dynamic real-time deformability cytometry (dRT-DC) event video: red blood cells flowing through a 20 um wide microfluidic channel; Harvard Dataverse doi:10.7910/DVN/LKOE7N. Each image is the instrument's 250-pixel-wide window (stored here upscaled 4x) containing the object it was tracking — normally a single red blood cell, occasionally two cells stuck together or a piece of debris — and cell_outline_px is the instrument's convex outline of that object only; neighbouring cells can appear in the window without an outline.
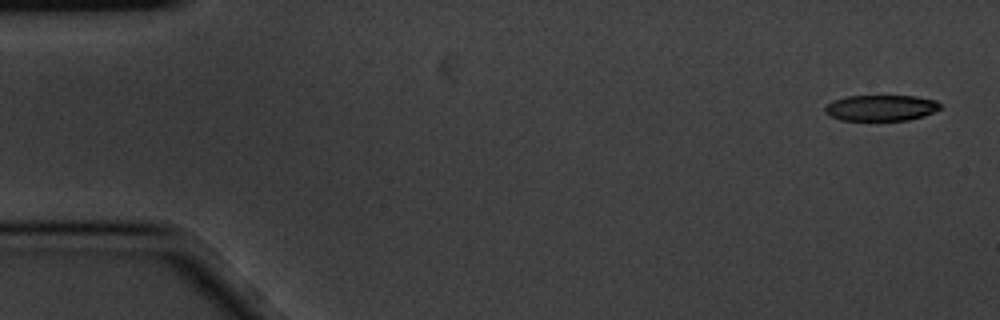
{"species": "common noctule bat (a hibernating species)", "species_latin": "Nyctalus noctula", "temperature_condition": "cold", "stored_images_in_passage": 5, "camera_frame_rate_fps": 3000, "um_per_image_px": 0.085, "animal": {"sex": "male", "body_mass_g": 20.1, "forearm_length_mm": 53.5}, "frame": {"image": 1, "passage_image": 1, "time_ms": 0.0, "image_size_px": [1000, 320], "cell_outline_px": [[940, 108], [924, 116], [908, 120], [840, 120], [828, 116], [824, 112], [824, 108], [832, 100], [848, 96], [916, 96], [936, 100], [940, 104]], "centroid_in_image_um": [74.85, 9.17], "position_along_channel_um": 10.2, "area_um2": 17.46}}
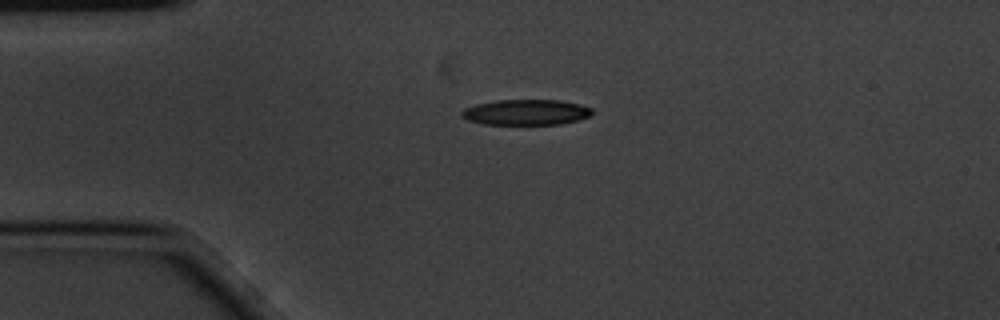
{"frame": {"image": 2, "passage_image": 4, "time_ms": 1.0, "image_size_px": [1000, 320], "cell_outline_px": [[592, 112], [588, 116], [576, 120], [560, 124], [484, 124], [468, 120], [460, 116], [460, 112], [464, 108], [476, 104], [496, 100], [560, 100], [580, 104], [592, 108]], "centroid_in_image_um": [44.67, 9.53], "position_along_channel_um": 40.3, "area_um2": 19.36}}